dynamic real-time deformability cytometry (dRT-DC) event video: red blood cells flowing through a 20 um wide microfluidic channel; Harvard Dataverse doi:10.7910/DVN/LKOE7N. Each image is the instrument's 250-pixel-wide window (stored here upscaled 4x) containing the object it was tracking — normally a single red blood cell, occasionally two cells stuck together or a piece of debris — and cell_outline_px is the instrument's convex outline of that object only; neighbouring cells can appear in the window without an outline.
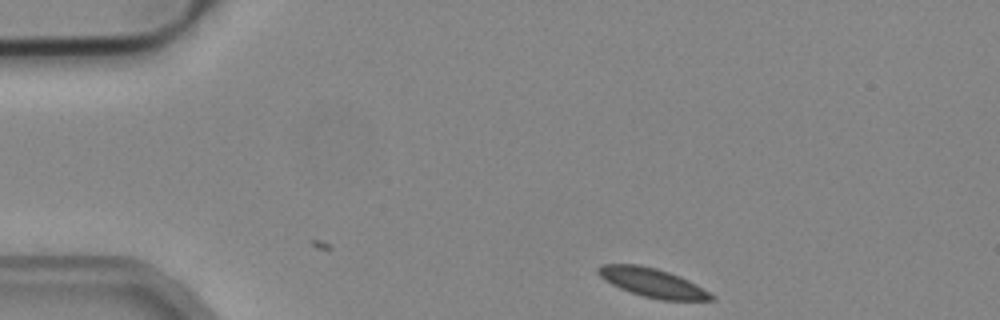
{"species": "common noctule bat (a hibernating species)", "species_latin": "Nyctalus noctula", "temperature_condition": "cold", "stored_images_in_passage": 40, "camera_frame_rate_fps": 3000, "um_per_image_px": 0.085, "animal": {"sex": "male", "body_mass_g": 19.2, "forearm_length_mm": 51.8}, "frame": {"image": 1, "passage_image": 1, "time_ms": 0.0, "image_size_px": [1000, 320], "cell_outline_px": [[716, 300], [660, 300], [644, 296], [620, 288], [604, 280], [596, 272], [596, 268], [604, 264], [640, 264], [656, 268], [680, 276], [688, 280], [716, 296]], "centroid_in_image_um": [55.46, 24.02], "position_along_channel_um": 29.5, "area_um2": 18.96}}
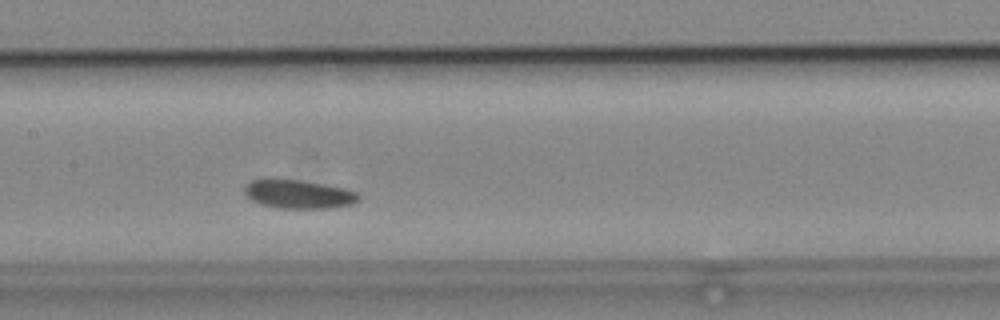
{"frame": {"image": 2, "passage_image": 18, "time_ms": 5.667, "image_size_px": [1000, 320], "cell_outline_px": [[360, 200], [352, 204], [328, 208], [276, 208], [260, 204], [252, 200], [244, 192], [244, 188], [252, 180], [272, 176], [300, 180], [324, 184], [344, 188], [356, 192], [360, 196]], "centroid_in_image_um": [25.34, 16.47], "position_along_channel_um": 182.1, "area_um2": 19.48}}
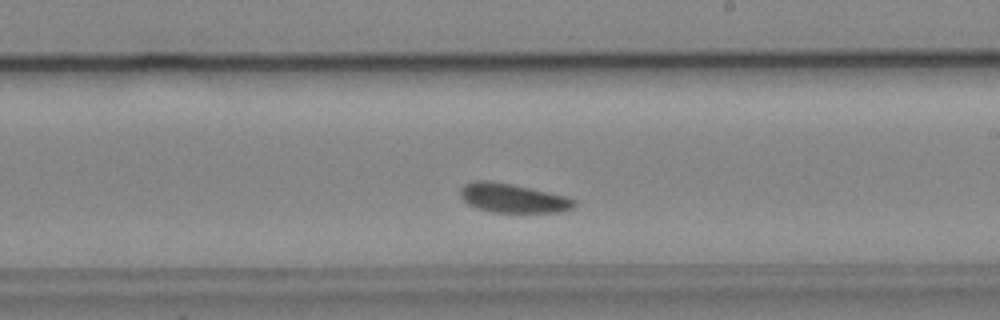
{"frame": {"image": 3, "passage_image": 23, "time_ms": 7.333, "image_size_px": [1000, 320], "cell_outline_px": [[576, 204], [572, 208], [560, 212], [492, 212], [476, 208], [468, 204], [460, 196], [460, 188], [464, 184], [476, 180], [484, 180], [512, 184], [568, 196], [576, 200]], "centroid_in_image_um": [43.59, 16.84], "position_along_channel_um": 245.4, "area_um2": 19.36}}